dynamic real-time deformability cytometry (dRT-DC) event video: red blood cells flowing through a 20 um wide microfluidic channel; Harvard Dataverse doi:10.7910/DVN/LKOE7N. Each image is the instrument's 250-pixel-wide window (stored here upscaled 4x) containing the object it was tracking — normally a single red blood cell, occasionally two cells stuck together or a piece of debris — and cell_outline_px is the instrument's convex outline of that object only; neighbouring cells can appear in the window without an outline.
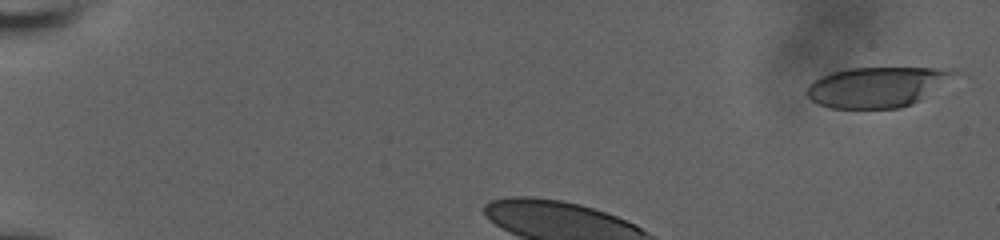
{"species": "human", "species_latin": "Homo sapiens", "temperature_condition": "room temperature", "stored_images_in_passage": 15, "camera_frame_rate_fps": 3000, "um_per_image_px": 0.085, "donor": {"sex": "male"}, "frame": {"image": 1, "passage_image": 1, "time_ms": 0.0, "image_size_px": [1000, 240], "cell_outline_px": [[956, 72], [920, 100], [912, 104], [900, 108], [832, 108], [820, 104], [812, 100], [808, 96], [808, 84], [820, 76], [832, 72], [848, 68], [936, 68]], "centroid_in_image_um": [74.43, 7.4], "position_along_channel_um": 10.6, "area_um2": 33.64}}
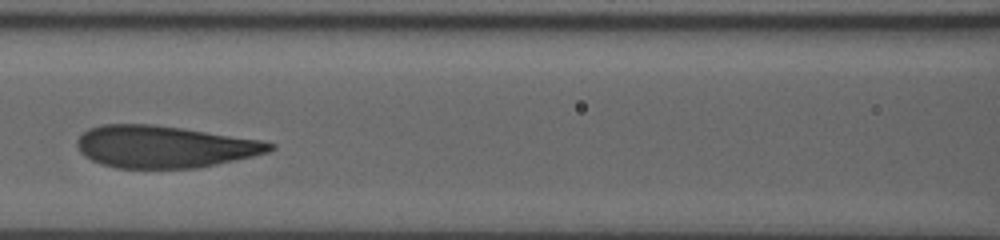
{"frame": {"image": 2, "passage_image": 8, "time_ms": 2.333, "image_size_px": [1000, 240], "cell_outline_px": [[276, 148], [268, 152], [236, 160], [200, 168], [116, 168], [100, 164], [84, 156], [80, 152], [76, 144], [76, 140], [88, 128], [104, 124], [152, 124], [180, 128], [260, 140], [276, 144]], "centroid_in_image_um": [13.94, 12.48], "position_along_channel_um": 152.7, "area_um2": 47.22}}
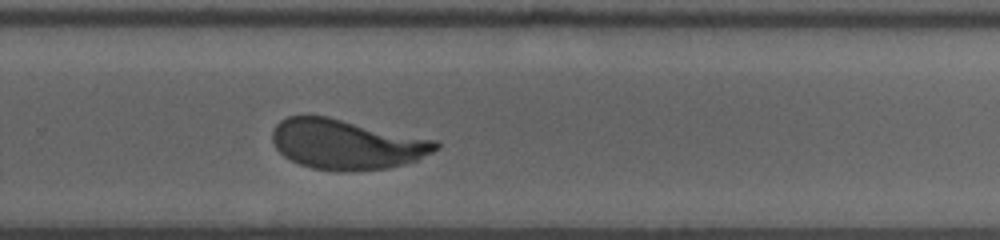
{"frame": {"image": 3, "passage_image": 15, "time_ms": 4.667, "image_size_px": [1000, 240], "cell_outline_px": [[440, 148], [416, 160], [404, 164], [388, 168], [312, 168], [300, 164], [284, 156], [276, 148], [272, 140], [272, 132], [276, 124], [280, 120], [288, 116], [308, 112], [328, 116], [440, 140]], "centroid_in_image_um": [29.45, 12.18], "position_along_channel_um": 300.3, "area_um2": 47.45}}